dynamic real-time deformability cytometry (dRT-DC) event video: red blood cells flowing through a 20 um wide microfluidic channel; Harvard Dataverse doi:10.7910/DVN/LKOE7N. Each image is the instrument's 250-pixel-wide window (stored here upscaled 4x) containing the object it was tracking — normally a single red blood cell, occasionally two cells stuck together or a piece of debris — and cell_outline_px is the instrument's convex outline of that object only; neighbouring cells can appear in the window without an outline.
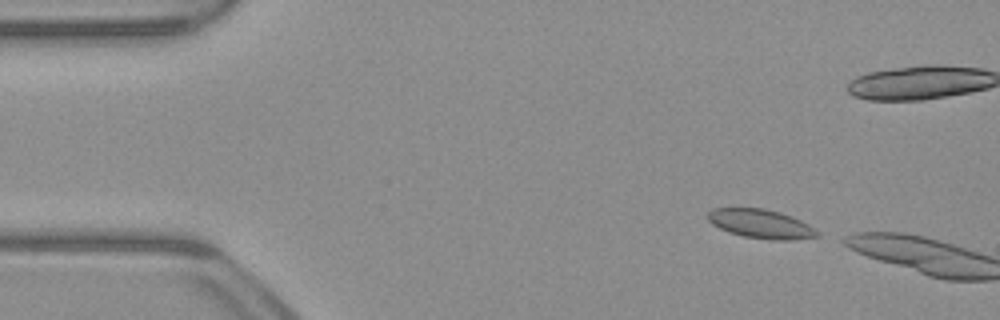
{"species": "common noctule bat (a hibernating species)", "species_latin": "Nyctalus noctula", "temperature_condition": "warm", "stored_images_in_passage": 7, "camera_frame_rate_fps": 3000, "um_per_image_px": 0.085, "animal": {"sex": "male", "body_mass_g": 23.1, "forearm_length_mm": 52.7}, "frame": {"image": 1, "passage_image": 1, "time_ms": 0.0, "image_size_px": [1000, 320], "cell_outline_px": [[820, 236], [792, 240], [772, 240], [744, 236], [728, 232], [712, 224], [708, 220], [708, 212], [712, 208], [764, 208], [780, 212], [792, 216], [808, 224], [820, 232]], "centroid_in_image_um": [64.69, 19.02], "position_along_channel_um": 20.3, "area_um2": 18.55}}